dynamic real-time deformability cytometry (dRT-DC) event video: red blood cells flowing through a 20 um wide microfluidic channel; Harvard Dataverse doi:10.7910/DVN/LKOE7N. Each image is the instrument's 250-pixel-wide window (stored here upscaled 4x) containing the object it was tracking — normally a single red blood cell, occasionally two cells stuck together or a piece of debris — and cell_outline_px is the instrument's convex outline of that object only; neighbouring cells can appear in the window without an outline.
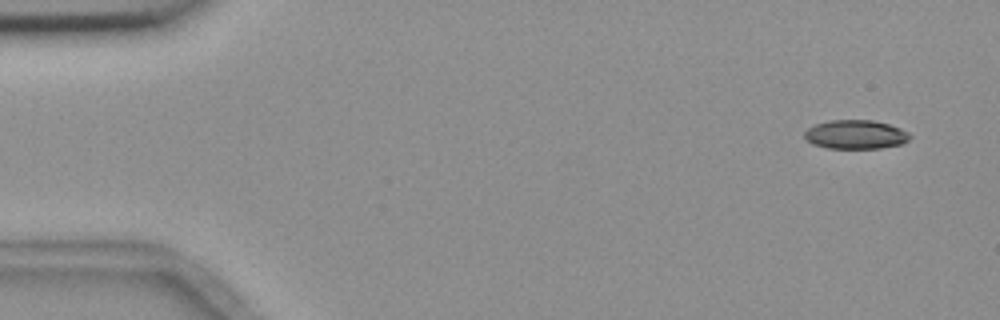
{"species": "common noctule bat (a hibernating species)", "species_latin": "Nyctalus noctula", "temperature_condition": "room temperature", "stored_images_in_passage": 10, "camera_frame_rate_fps": 3000, "um_per_image_px": 0.085, "animal": {"sex": "female", "body_mass_g": 18.4}, "frame": {"image": 1, "passage_image": 1, "time_ms": 0.0, "image_size_px": [1000, 320], "cell_outline_px": [[912, 136], [908, 140], [900, 144], [880, 148], [828, 148], [812, 144], [804, 140], [804, 132], [808, 128], [816, 124], [828, 120], [872, 120], [888, 124], [900, 128], [908, 132]], "centroid_in_image_um": [72.69, 11.43], "position_along_channel_um": 12.3, "area_um2": 17.8}}
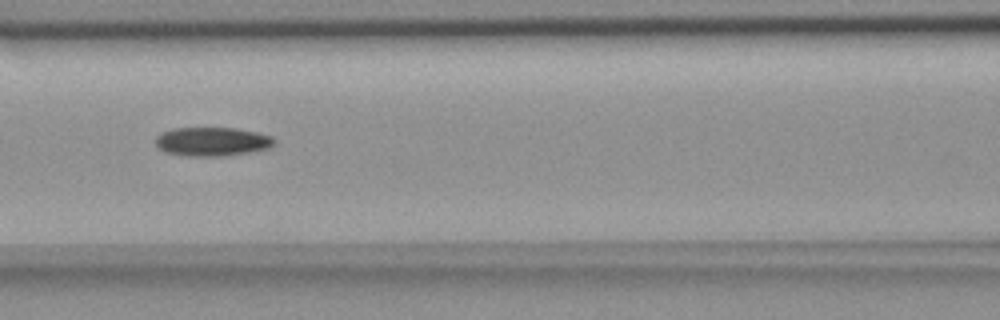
{"frame": {"image": 2, "passage_image": 7, "time_ms": 7.0, "image_size_px": [1000, 320], "cell_outline_px": [[276, 144], [268, 148], [248, 152], [224, 156], [188, 156], [164, 152], [156, 148], [156, 136], [160, 132], [172, 128], [236, 128], [256, 132], [272, 136], [276, 140]], "centroid_in_image_um": [18.0, 12.03], "position_along_channel_um": 148.6, "area_um2": 20.17}}
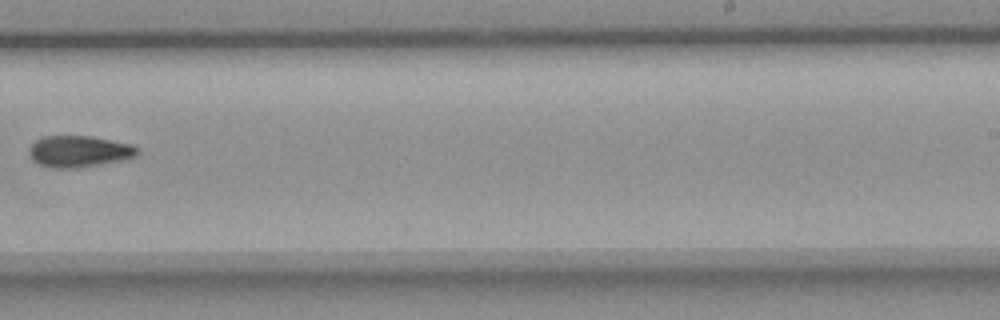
{"frame": {"image": 3, "passage_image": 10, "time_ms": 10.667, "image_size_px": [1000, 320], "cell_outline_px": [[140, 152], [136, 156], [128, 160], [76, 168], [52, 168], [40, 164], [32, 160], [28, 152], [28, 148], [36, 140], [44, 136], [92, 136], [132, 144], [140, 148]], "centroid_in_image_um": [6.77, 12.87], "position_along_channel_um": 282.2, "area_um2": 20.23}}